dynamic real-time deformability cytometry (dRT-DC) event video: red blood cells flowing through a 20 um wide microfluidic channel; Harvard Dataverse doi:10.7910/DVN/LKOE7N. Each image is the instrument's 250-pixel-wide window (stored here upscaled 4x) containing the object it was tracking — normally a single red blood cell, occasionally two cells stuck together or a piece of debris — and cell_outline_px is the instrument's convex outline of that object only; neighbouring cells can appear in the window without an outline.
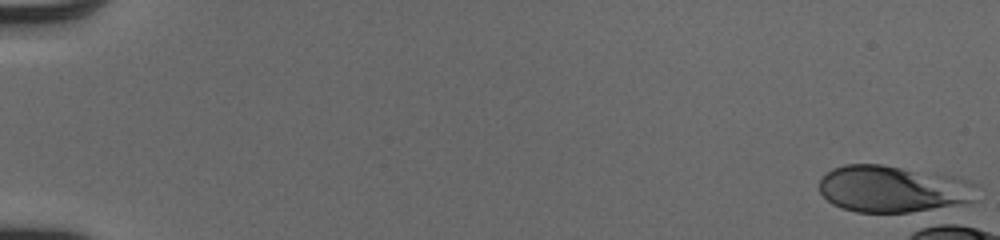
{"species": "human", "species_latin": "Homo sapiens", "temperature_condition": "cold", "stored_images_in_passage": 1, "camera_frame_rate_fps": 3000, "um_per_image_px": 0.085, "donor": {"sex": "male"}, "frame": {"image": 1, "passage_image": 1, "time_ms": 0.0, "image_size_px": [1000, 240], "cell_outline_px": [[976, 200], [944, 208], [924, 212], [856, 212], [840, 208], [832, 204], [820, 192], [820, 176], [832, 168], [844, 164], [880, 164], [952, 176], [968, 180], [976, 184]], "centroid_in_image_um": [75.9, 16.07], "position_along_channel_um": 9.1, "area_um2": 43.52}}